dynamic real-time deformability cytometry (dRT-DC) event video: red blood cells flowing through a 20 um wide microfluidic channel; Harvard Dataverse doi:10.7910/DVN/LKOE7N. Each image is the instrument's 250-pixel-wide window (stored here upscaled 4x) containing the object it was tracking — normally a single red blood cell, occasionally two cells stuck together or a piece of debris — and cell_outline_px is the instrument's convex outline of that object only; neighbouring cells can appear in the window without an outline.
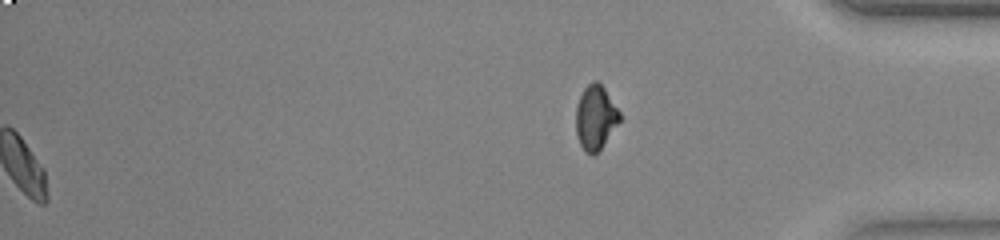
{"species": "common noctule bat (a hibernating species)", "species_latin": "Nyctalus noctula", "temperature_condition": "warm", "stored_images_in_passage": 51, "segment_of_instrument_passage": [2, 2], "camera_frame_rate_fps": 3000, "um_per_image_px": 0.085, "animal": {"sex": "female", "body_mass_g": 23.0, "forearm_length_mm": 53.4}, "frame": {"image": 1, "passage_image": 51, "time_ms": 16.667, "image_size_px": [1000, 240], "cell_outline_px": [[620, 120], [600, 148], [592, 156], [580, 144], [576, 136], [576, 104], [584, 88], [592, 80], [596, 80], [604, 88], [620, 112]], "centroid_in_image_um": [50.59, 9.95], "position_along_channel_um": 384.6, "area_um2": 16.07}}